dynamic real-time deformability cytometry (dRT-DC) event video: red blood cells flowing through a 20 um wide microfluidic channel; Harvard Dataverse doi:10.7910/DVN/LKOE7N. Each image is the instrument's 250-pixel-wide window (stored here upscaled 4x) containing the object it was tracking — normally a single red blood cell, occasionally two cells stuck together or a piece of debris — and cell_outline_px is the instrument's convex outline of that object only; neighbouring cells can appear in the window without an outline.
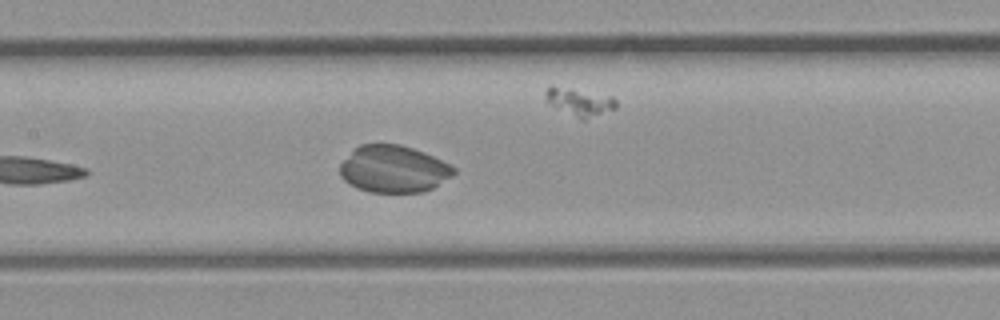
{"species": "common noctule bat (a hibernating species)", "species_latin": "Nyctalus noctula", "temperature_condition": "room temperature", "stored_images_in_passage": 30, "camera_frame_rate_fps": 3000, "um_per_image_px": 0.085, "animal": {"sex": "male", "body_mass_g": 23.1, "forearm_length_mm": 52.7}, "frame": {"image": 1, "passage_image": 13, "time_ms": 4.0, "image_size_px": [1000, 320], "cell_outline_px": [[456, 172], [452, 176], [432, 188], [424, 192], [368, 192], [356, 188], [344, 180], [340, 176], [340, 164], [360, 144], [400, 144], [424, 152], [456, 168]], "centroid_in_image_um": [33.45, 14.38], "position_along_channel_um": 174.0, "area_um2": 31.04}}
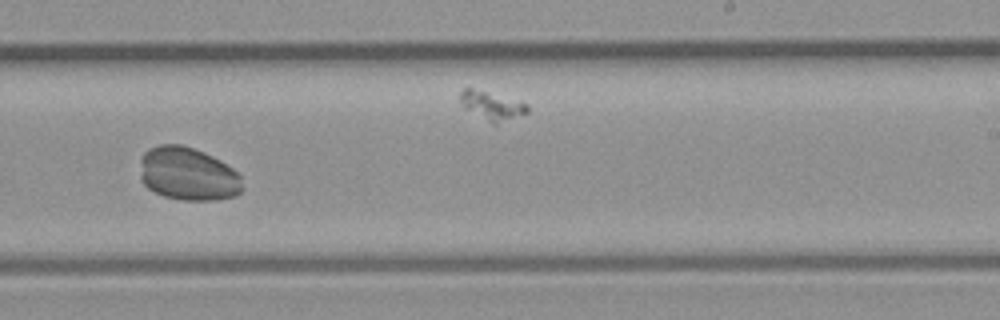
{"frame": {"image": 2, "passage_image": 18, "time_ms": 5.667, "image_size_px": [1000, 320], "cell_outline_px": [[244, 188], [236, 196], [212, 200], [184, 200], [164, 196], [148, 188], [144, 184], [140, 176], [140, 160], [144, 152], [148, 148], [160, 144], [180, 144], [204, 152], [220, 160], [232, 168], [240, 176]], "centroid_in_image_um": [15.97, 14.78], "position_along_channel_um": 273.0, "area_um2": 31.85}}